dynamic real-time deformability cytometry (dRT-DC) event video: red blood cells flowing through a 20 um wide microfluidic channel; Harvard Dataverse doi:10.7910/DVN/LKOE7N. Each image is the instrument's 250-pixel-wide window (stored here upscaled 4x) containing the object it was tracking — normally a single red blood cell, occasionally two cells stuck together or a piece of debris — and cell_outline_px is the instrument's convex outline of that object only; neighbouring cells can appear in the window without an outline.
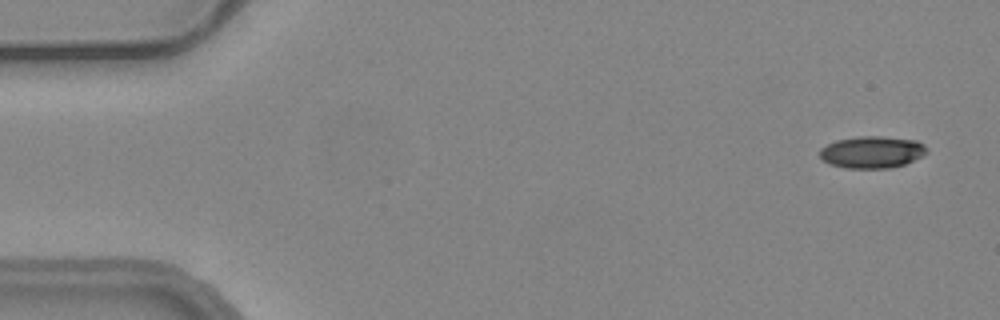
{"species": "common noctule bat (a hibernating species)", "species_latin": "Nyctalus noctula", "temperature_condition": "warm", "stored_images_in_passage": 5, "camera_frame_rate_fps": 3000, "um_per_image_px": 0.085, "animal": {"sex": "female", "body_mass_g": 24.6, "forearm_length_mm": 56.2}, "frame": {"image": 1, "passage_image": 1, "time_ms": 0.0, "image_size_px": [1000, 320], "cell_outline_px": [[928, 152], [904, 164], [892, 168], [844, 168], [828, 164], [820, 156], [820, 148], [836, 140], [860, 136], [880, 136], [916, 140], [924, 144]], "centroid_in_image_um": [74.1, 12.93], "position_along_channel_um": 10.9, "area_um2": 19.88}}